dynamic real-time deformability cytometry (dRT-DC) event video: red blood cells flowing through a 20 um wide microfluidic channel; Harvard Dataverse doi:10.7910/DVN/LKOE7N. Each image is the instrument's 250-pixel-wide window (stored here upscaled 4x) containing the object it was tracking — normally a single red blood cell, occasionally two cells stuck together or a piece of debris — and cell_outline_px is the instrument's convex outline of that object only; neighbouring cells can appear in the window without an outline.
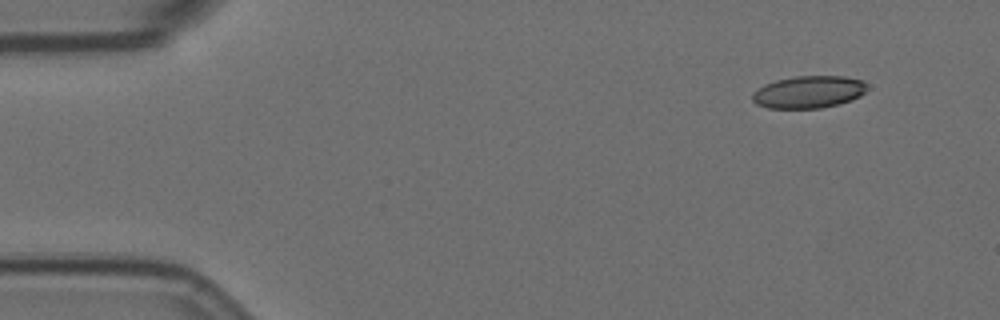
{"species": "Egyptian fruit bat (a non-hibernating species)", "species_latin": "Rousettus aegyptiacus", "temperature_condition": "room temperature", "stored_images_in_passage": 10, "camera_frame_rate_fps": 3000, "um_per_image_px": 0.085, "animal": {"sex": "female"}, "frame": {"image": 1, "passage_image": 1, "time_ms": 0.0, "image_size_px": [1000, 320], "cell_outline_px": [[864, 92], [860, 96], [852, 100], [840, 104], [820, 108], [768, 108], [756, 104], [752, 100], [752, 92], [756, 88], [764, 84], [776, 80], [796, 76], [844, 76], [864, 80]], "centroid_in_image_um": [68.69, 7.82], "position_along_channel_um": 16.3, "area_um2": 21.68}}
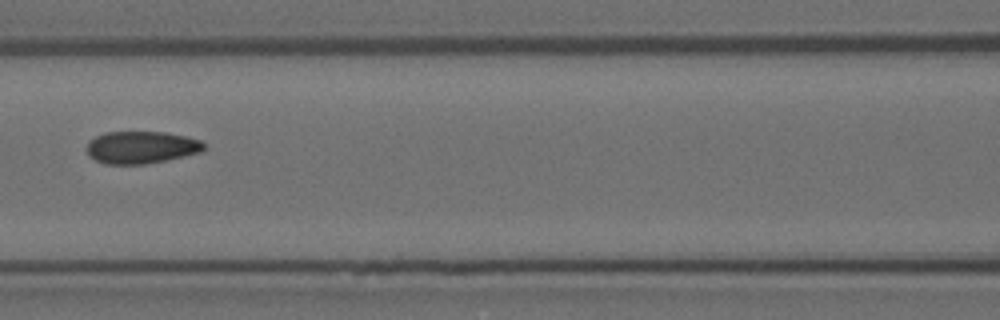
{"frame": {"image": 2, "passage_image": 6, "time_ms": 1.667, "image_size_px": [1000, 320], "cell_outline_px": [[208, 148], [200, 152], [168, 160], [144, 164], [104, 164], [88, 156], [84, 148], [96, 136], [104, 132], [164, 132], [188, 136], [200, 140]], "centroid_in_image_um": [12.01, 12.53], "position_along_channel_um": 154.6, "area_um2": 22.31}}
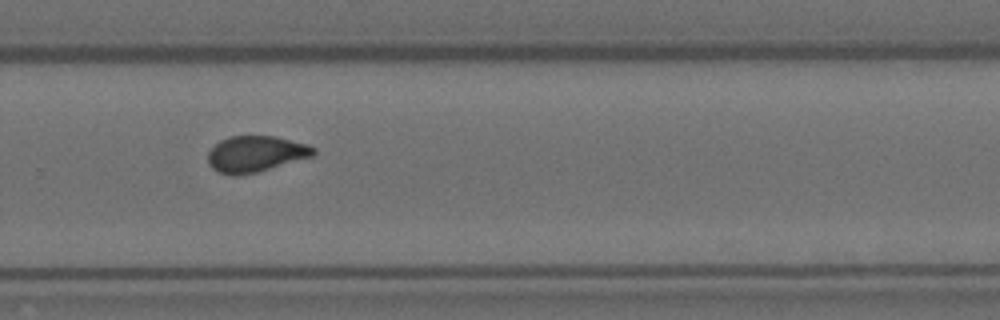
{"frame": {"image": 3, "passage_image": 10, "time_ms": 3.0, "image_size_px": [1000, 320], "cell_outline_px": [[316, 152], [312, 156], [256, 172], [236, 176], [232, 176], [220, 172], [212, 168], [208, 164], [208, 152], [220, 140], [232, 136], [276, 136], [308, 144], [316, 148]], "centroid_in_image_um": [21.73, 13.08], "position_along_channel_um": 308.1, "area_um2": 22.08}}